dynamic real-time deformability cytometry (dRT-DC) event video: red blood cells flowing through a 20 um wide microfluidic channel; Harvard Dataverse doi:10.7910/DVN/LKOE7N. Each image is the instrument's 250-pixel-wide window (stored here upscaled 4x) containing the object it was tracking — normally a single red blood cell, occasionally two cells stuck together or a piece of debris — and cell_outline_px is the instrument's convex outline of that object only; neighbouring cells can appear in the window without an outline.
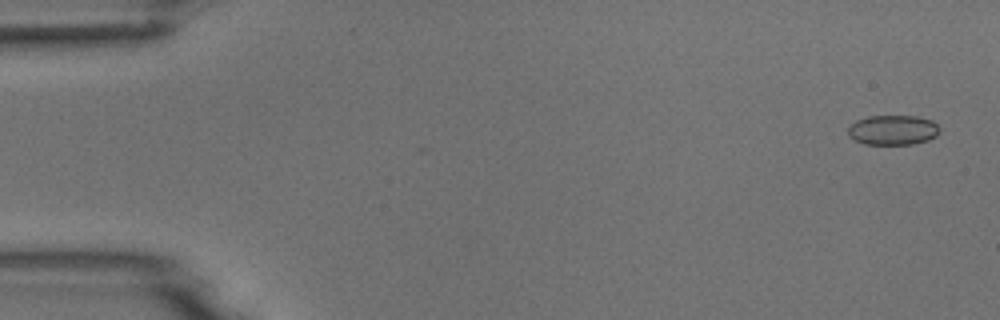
{"species": "common noctule bat (a hibernating species)", "species_latin": "Nyctalus noctula", "temperature_condition": "room temperature", "stored_images_in_passage": 4, "camera_frame_rate_fps": 3000, "um_per_image_px": 0.085, "animal": {"sex": "male", "body_mass_g": 18.8}, "frame": {"image": 1, "passage_image": 1, "time_ms": 0.0, "image_size_px": [1000, 320], "cell_outline_px": [[940, 132], [936, 136], [928, 140], [912, 144], [864, 144], [848, 136], [848, 128], [856, 120], [868, 116], [916, 116], [932, 120], [940, 128]], "centroid_in_image_um": [75.91, 11.05], "position_along_channel_um": 9.1, "area_um2": 15.95}}
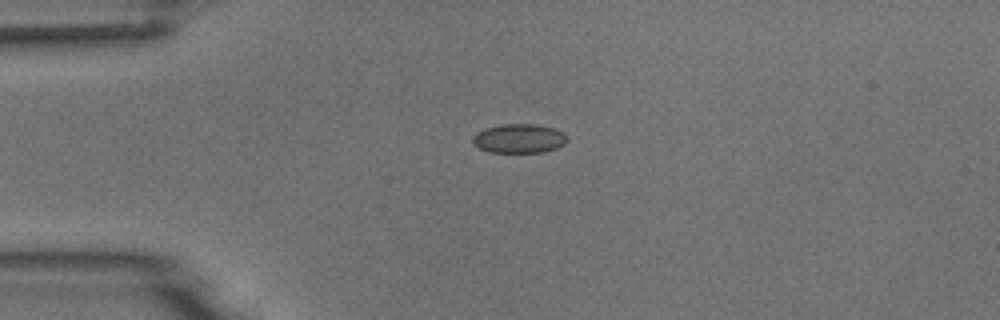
{"frame": {"image": 2, "passage_image": 4, "time_ms": 1.0, "image_size_px": [1000, 320], "cell_outline_px": [[568, 140], [564, 144], [556, 148], [544, 152], [488, 152], [480, 148], [472, 140], [472, 136], [476, 132], [484, 128], [500, 124], [536, 124], [556, 128], [564, 132]], "centroid_in_image_um": [44.14, 11.76], "position_along_channel_um": 40.9, "area_um2": 16.18}}